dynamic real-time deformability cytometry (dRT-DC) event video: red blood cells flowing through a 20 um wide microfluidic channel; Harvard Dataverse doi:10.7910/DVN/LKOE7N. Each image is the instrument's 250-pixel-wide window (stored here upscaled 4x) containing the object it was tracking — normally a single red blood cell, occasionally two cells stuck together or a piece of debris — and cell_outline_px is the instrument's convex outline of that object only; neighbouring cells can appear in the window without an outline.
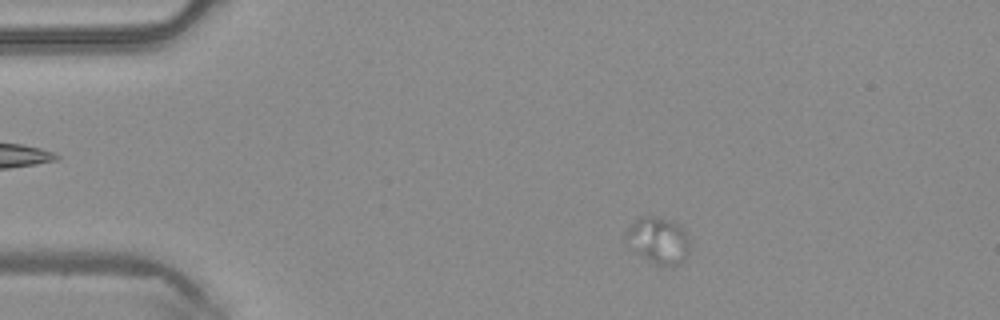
{"species": "common noctule bat (a hibernating species)", "species_latin": "Nyctalus noctula", "temperature_condition": "warm", "stored_images_in_passage": 22, "camera_frame_rate_fps": 3000, "um_per_image_px": 0.085, "animal": {"sex": "male", "body_mass_g": 20.4}, "frame": {"image": 1, "passage_image": 7, "time_ms": 2.0, "image_size_px": [1000, 320], "cell_outline_px": [[688, 256], [684, 260], [672, 268], [668, 268], [656, 264], [648, 260], [624, 240], [624, 232], [640, 216], [652, 216], [672, 220], [680, 224], [688, 240]], "centroid_in_image_um": [55.96, 20.44], "position_along_channel_um": 29.0, "area_um2": 17.28}}
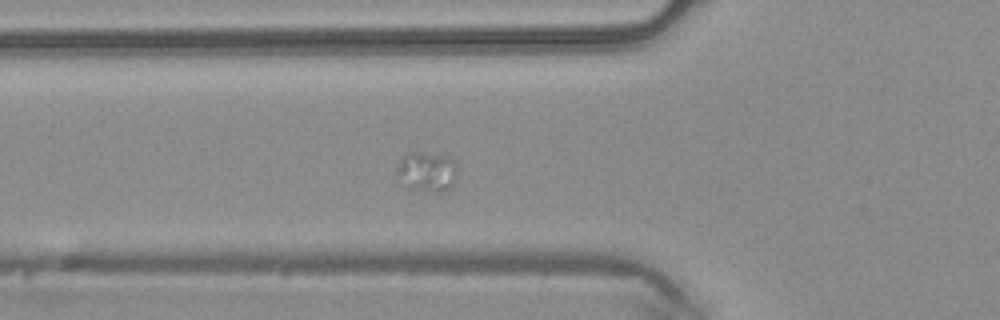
{"frame": {"image": 2, "passage_image": 16, "time_ms": 5.0, "image_size_px": [1000, 320], "cell_outline_px": [[456, 176], [448, 188], [440, 192], [428, 192], [408, 188], [396, 172], [400, 160], [404, 152], [420, 152], [444, 156], [452, 160], [456, 164]], "centroid_in_image_um": [36.25, 14.58], "position_along_channel_um": 89.5, "area_um2": 13.81}}